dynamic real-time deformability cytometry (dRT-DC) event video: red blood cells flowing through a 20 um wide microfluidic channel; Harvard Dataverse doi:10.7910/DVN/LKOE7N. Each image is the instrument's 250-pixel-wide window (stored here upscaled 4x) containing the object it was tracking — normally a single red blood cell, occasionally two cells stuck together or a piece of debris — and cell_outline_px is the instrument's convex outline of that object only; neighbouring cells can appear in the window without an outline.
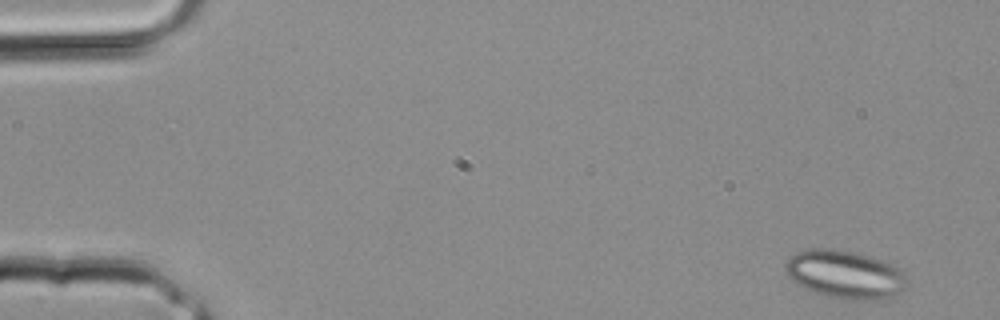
{"species": "common noctule bat (a hibernating species)", "species_latin": "Nyctalus noctula", "temperature_condition": "room temperature", "stored_images_in_passage": 34, "camera_frame_rate_fps": 3000, "um_per_image_px": 0.085, "animal": {"sex": "male", "body_mass_g": 20.4}, "frame": {"image": 1, "passage_image": 1, "time_ms": 0.0, "image_size_px": [1000, 320], "cell_outline_px": [[908, 288], [888, 300], [852, 300], [828, 296], [804, 288], [796, 284], [788, 276], [784, 268], [784, 264], [788, 256], [796, 252], [812, 248], [840, 248], [872, 256], [884, 260], [900, 268], [908, 276]], "centroid_in_image_um": [71.88, 23.32], "position_along_channel_um": 13.1, "area_um2": 35.26}}
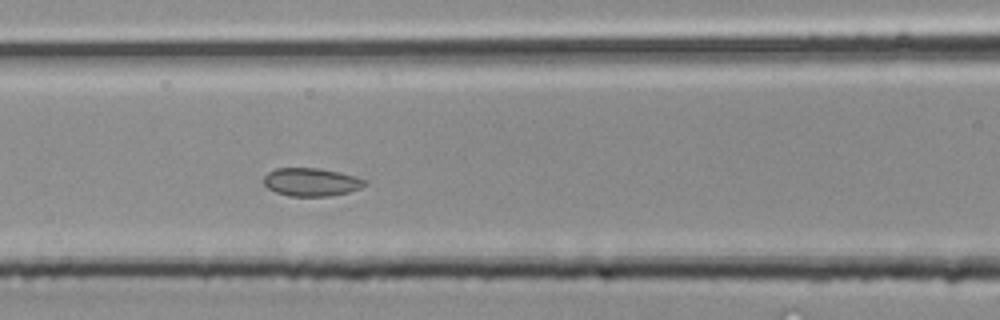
{"frame": {"image": 2, "passage_image": 14, "time_ms": 4.333, "image_size_px": [1000, 320], "cell_outline_px": [[368, 184], [360, 188], [348, 192], [328, 196], [288, 196], [276, 192], [268, 188], [264, 184], [264, 176], [268, 172], [276, 168], [320, 168], [340, 172], [368, 180]], "centroid_in_image_um": [26.47, 15.47], "position_along_channel_um": 140.1, "area_um2": 16.65}}
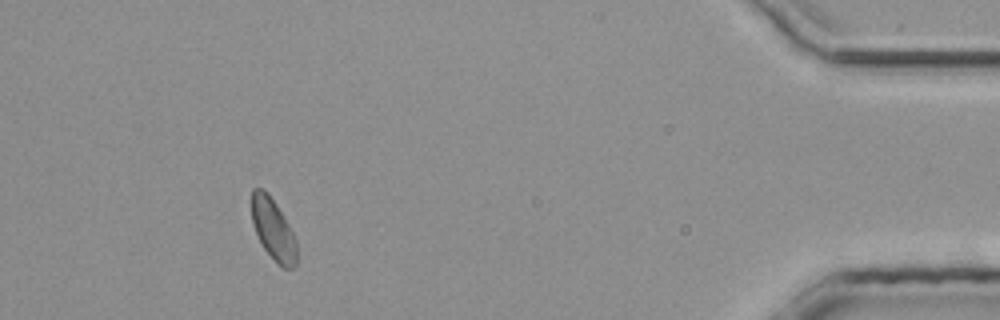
{"frame": {"image": 3, "passage_image": 31, "time_ms": 10.0, "image_size_px": [1000, 320], "cell_outline_px": [[296, 268], [284, 268], [276, 264], [264, 248], [256, 232], [252, 220], [252, 188], [264, 188], [268, 192], [276, 204], [288, 224], [296, 240]], "centroid_in_image_um": [23.22, 19.5], "position_along_channel_um": 412.0, "area_um2": 16.01}}